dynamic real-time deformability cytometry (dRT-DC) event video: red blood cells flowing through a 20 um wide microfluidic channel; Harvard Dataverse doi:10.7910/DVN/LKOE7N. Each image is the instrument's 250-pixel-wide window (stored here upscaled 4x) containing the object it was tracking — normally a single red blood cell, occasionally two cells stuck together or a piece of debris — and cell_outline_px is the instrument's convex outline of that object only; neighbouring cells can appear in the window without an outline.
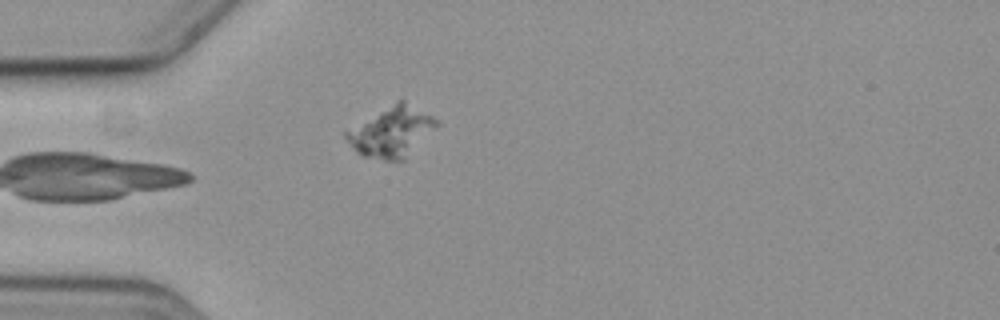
{"species": "common noctule bat (a hibernating species)", "species_latin": "Nyctalus noctula", "temperature_condition": "cold", "stored_images_in_passage": 1, "camera_frame_rate_fps": 3000, "um_per_image_px": 0.085, "animal": {"sex": "female", "body_mass_g": 19.3, "forearm_length_mm": 54.1}, "frame": {"image": 1, "passage_image": 1, "time_ms": 0.0, "image_size_px": [1000, 320], "cell_outline_px": [[440, 124], [404, 160], [384, 160], [364, 156], [356, 152], [344, 136], [344, 132], [396, 100], [404, 100], [432, 116]], "centroid_in_image_um": [33.29, 11.2], "position_along_channel_um": 51.7, "area_um2": 26.13}}